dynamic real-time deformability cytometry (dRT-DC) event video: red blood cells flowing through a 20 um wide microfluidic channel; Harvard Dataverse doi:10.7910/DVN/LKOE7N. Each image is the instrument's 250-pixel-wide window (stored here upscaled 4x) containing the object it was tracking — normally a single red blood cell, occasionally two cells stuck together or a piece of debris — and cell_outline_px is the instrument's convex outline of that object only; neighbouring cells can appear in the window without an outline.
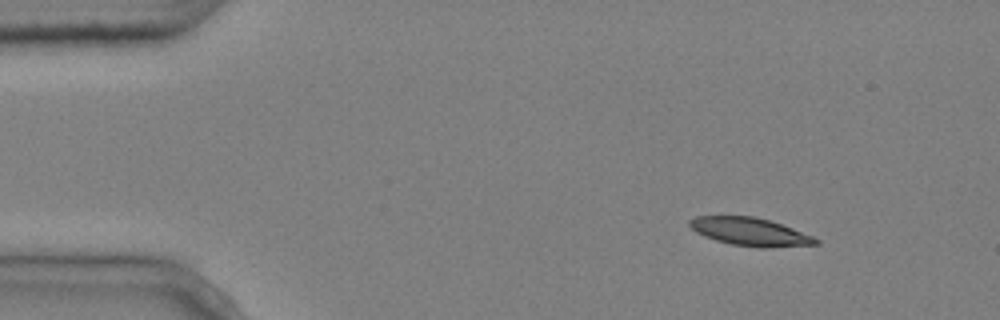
{"species": "common noctule bat (a hibernating species)", "species_latin": "Nyctalus noctula", "temperature_condition": "cold", "stored_images_in_passage": 6, "camera_frame_rate_fps": 3000, "um_per_image_px": 0.085, "animal": {"sex": "male", "body_mass_g": 20.4}, "frame": {"image": 1, "passage_image": 1, "time_ms": 0.0, "image_size_px": [1000, 320], "cell_outline_px": [[820, 244], [768, 248], [760, 248], [732, 244], [716, 240], [704, 236], [696, 232], [688, 224], [688, 220], [696, 216], [756, 216], [792, 228], [812, 236], [820, 240]], "centroid_in_image_um": [63.76, 19.7], "position_along_channel_um": 21.2, "area_um2": 20.58}}
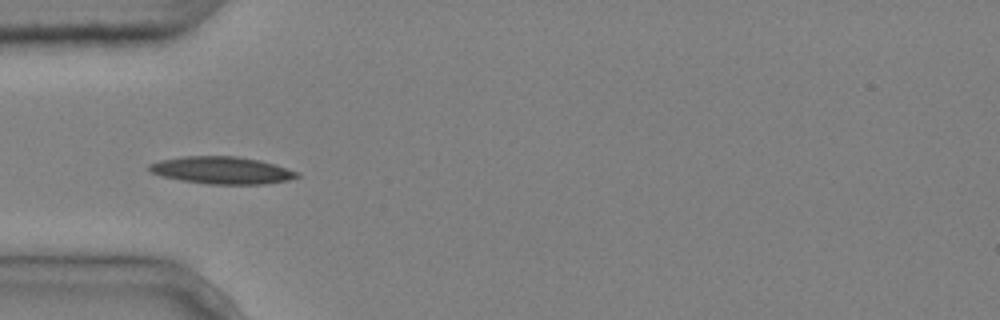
{"frame": {"image": 2, "passage_image": 4, "time_ms": 1.0, "image_size_px": [1000, 320], "cell_outline_px": [[300, 176], [288, 180], [264, 184], [208, 184], [180, 180], [160, 176], [152, 172], [148, 168], [148, 164], [160, 160], [184, 156], [236, 156], [260, 160], [276, 164], [300, 172]], "centroid_in_image_um": [18.88, 14.47], "position_along_channel_um": 66.1, "area_um2": 23.64}}